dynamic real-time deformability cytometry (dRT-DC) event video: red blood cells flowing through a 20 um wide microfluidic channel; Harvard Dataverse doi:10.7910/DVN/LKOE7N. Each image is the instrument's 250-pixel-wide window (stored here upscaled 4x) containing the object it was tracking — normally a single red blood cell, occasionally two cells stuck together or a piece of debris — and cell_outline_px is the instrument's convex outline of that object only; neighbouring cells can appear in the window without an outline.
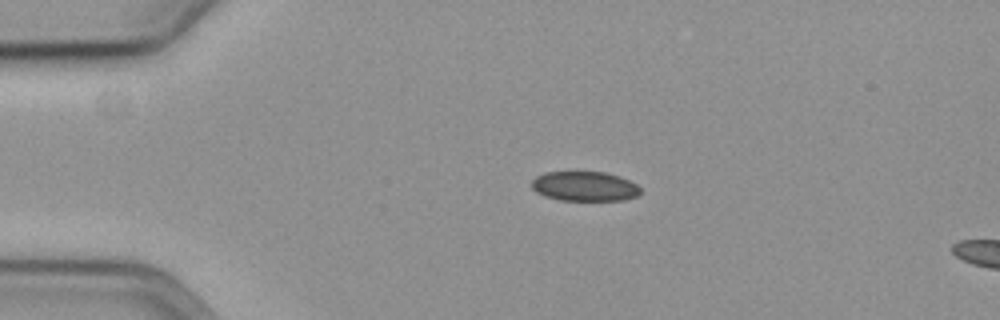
{"species": "common noctule bat (a hibernating species)", "species_latin": "Nyctalus noctula", "temperature_condition": "cold", "stored_images_in_passage": 46, "camera_frame_rate_fps": 3000, "um_per_image_px": 0.085, "animal": {"sex": "female", "body_mass_g": 19.3, "forearm_length_mm": 54.1}, "frame": {"image": 1, "passage_image": 1, "time_ms": 0.0, "image_size_px": [1000, 320], "cell_outline_px": [[640, 192], [636, 196], [624, 200], [560, 200], [544, 196], [536, 192], [532, 188], [532, 180], [536, 176], [544, 172], [604, 172], [620, 176], [636, 184], [640, 188]], "centroid_in_image_um": [49.67, 15.83], "position_along_channel_um": 35.3, "area_um2": 18.79}}
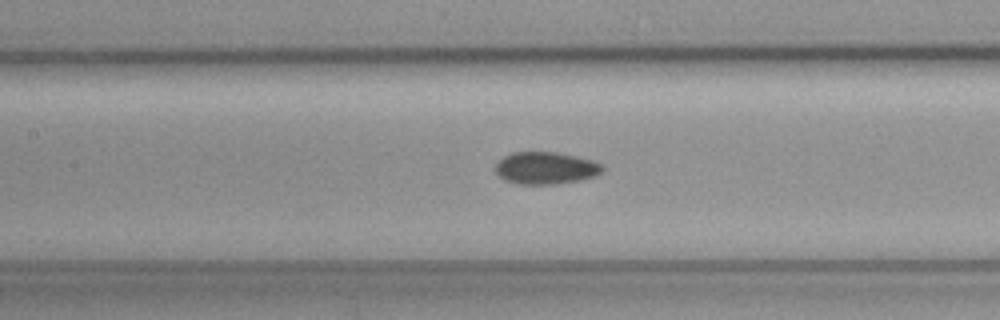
{"frame": {"image": 2, "passage_image": 15, "time_ms": 4.667, "image_size_px": [1000, 320], "cell_outline_px": [[604, 168], [596, 176], [580, 180], [556, 184], [516, 184], [504, 180], [496, 172], [496, 164], [504, 156], [512, 152], [556, 152], [576, 156], [592, 160], [600, 164]], "centroid_in_image_um": [46.38, 14.29], "position_along_channel_um": 161.0, "area_um2": 20.06}}
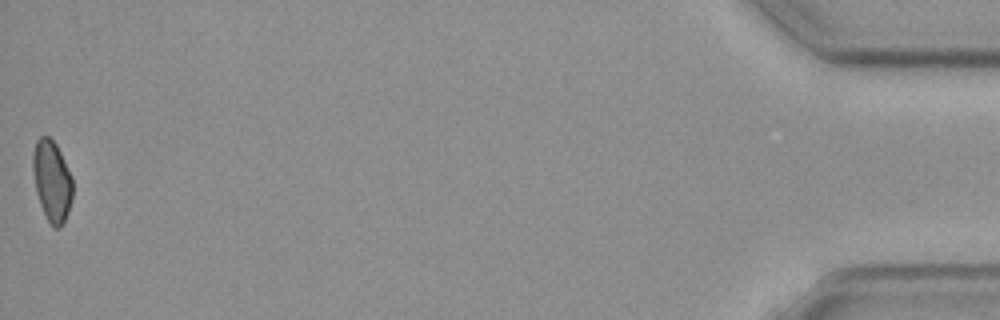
{"frame": {"image": 3, "passage_image": 46, "time_ms": 15.0, "image_size_px": [1000, 320], "cell_outline_px": [[72, 200], [64, 224], [60, 228], [56, 228], [48, 220], [40, 204], [36, 192], [32, 168], [32, 156], [36, 140], [40, 136], [48, 136], [56, 144], [72, 176]], "centroid_in_image_um": [4.41, 15.37], "position_along_channel_um": 430.8, "area_um2": 18.79}, "authors_computed_cell_mechanics": {"area_um2": 19.8254, "velocity_mm_per_s": 3.6052, "shape_relaxation_time_tau1_ms": 5.0021, "shape_relaxation_time_tau2_ms": 5.104, "deformation_change_tau1": 0.0815, "deformation_change_tau2": 0.0799}}